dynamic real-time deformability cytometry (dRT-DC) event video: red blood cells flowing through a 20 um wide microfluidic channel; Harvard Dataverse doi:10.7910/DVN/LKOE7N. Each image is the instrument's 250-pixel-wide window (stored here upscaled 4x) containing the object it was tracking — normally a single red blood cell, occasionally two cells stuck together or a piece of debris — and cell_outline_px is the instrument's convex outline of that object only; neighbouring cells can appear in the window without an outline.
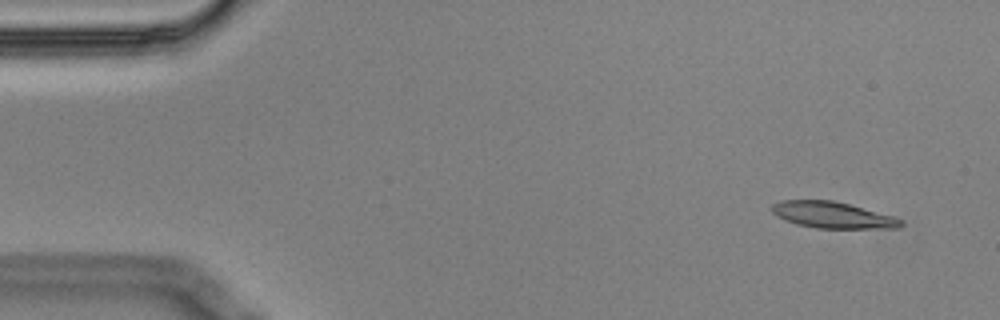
{"species": "Egyptian fruit bat (a non-hibernating species)", "species_latin": "Rousettus aegyptiacus", "temperature_condition": "cold", "stored_images_in_passage": 15, "camera_frame_rate_fps": 3000, "um_per_image_px": 0.085, "animal": {"sex": "male"}, "frame": {"image": 1, "passage_image": 2, "time_ms": 0.333, "image_size_px": [1000, 320], "cell_outline_px": [[904, 224], [900, 228], [816, 228], [796, 224], [784, 220], [776, 216], [772, 212], [772, 204], [780, 200], [832, 200], [848, 204], [892, 216], [904, 220]], "centroid_in_image_um": [70.75, 18.28], "position_along_channel_um": 14.3, "area_um2": 19.77}}
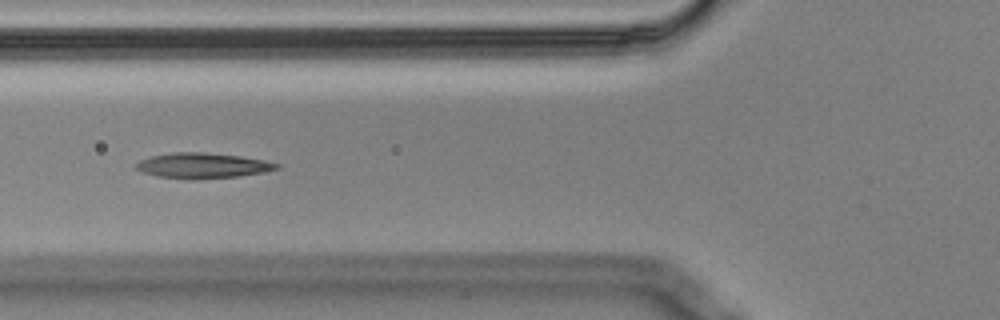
{"frame": {"image": 2, "passage_image": 6, "time_ms": 1.667, "image_size_px": [1000, 320], "cell_outline_px": [[280, 168], [264, 172], [236, 176], [192, 180], [160, 176], [144, 172], [136, 168], [136, 164], [140, 160], [152, 156], [172, 152], [204, 152], [240, 156], [264, 160], [280, 164]], "centroid_in_image_um": [17.25, 14.07], "position_along_channel_um": 108.6, "area_um2": 20.58}}
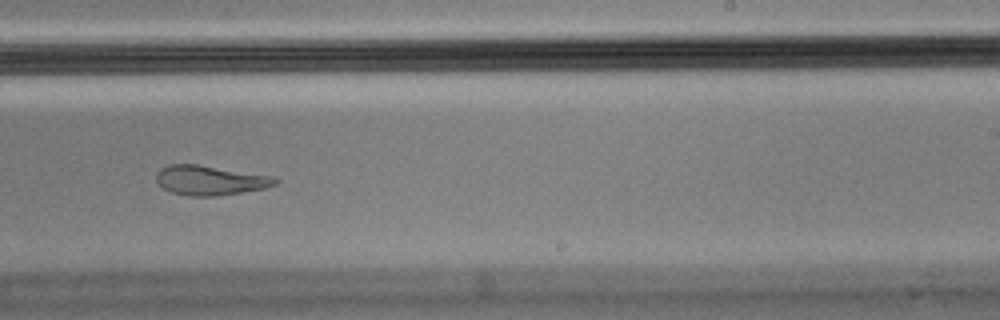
{"frame": {"image": 3, "passage_image": 10, "time_ms": 3.0, "image_size_px": [1000, 320], "cell_outline_px": [[280, 180], [276, 184], [264, 188], [216, 196], [188, 196], [172, 192], [164, 188], [156, 180], [156, 172], [160, 168], [168, 164], [196, 164], [272, 176]], "centroid_in_image_um": [17.83, 15.32], "position_along_channel_um": 271.2, "area_um2": 20.35}}